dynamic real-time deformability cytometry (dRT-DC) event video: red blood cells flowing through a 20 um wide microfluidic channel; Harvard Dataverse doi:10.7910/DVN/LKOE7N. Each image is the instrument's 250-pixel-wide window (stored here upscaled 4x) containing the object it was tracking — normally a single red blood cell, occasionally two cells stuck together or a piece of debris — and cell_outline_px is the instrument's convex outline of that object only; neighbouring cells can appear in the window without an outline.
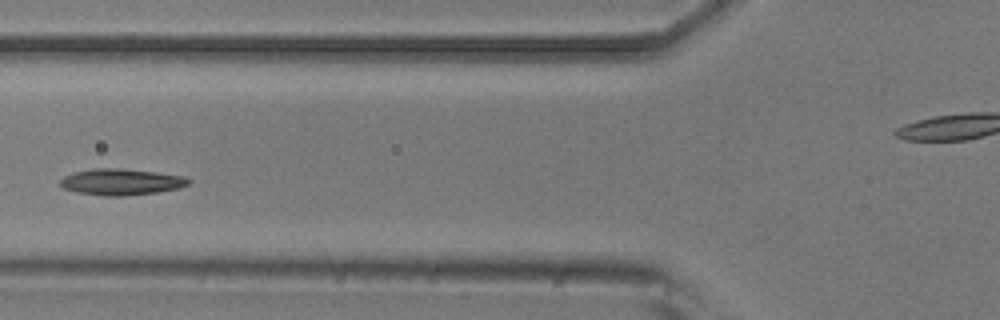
{"species": "common noctule bat (a hibernating species)", "species_latin": "Nyctalus noctula", "temperature_condition": "room temperature", "stored_images_in_passage": 6, "camera_frame_rate_fps": 3000, "um_per_image_px": 0.085, "animal": {"sex": "male", "body_mass_g": 20.5, "forearm_length_mm": 52.5}, "frame": {"image": 1, "passage_image": 6, "time_ms": 1.667, "image_size_px": [1000, 320], "cell_outline_px": [[192, 180], [188, 184], [180, 188], [156, 192], [124, 196], [104, 196], [76, 192], [60, 188], [60, 180], [64, 176], [76, 172], [96, 168], [120, 168], [156, 172], [184, 176]], "centroid_in_image_um": [10.29, 15.47], "position_along_channel_um": 115.5, "area_um2": 19.71}}